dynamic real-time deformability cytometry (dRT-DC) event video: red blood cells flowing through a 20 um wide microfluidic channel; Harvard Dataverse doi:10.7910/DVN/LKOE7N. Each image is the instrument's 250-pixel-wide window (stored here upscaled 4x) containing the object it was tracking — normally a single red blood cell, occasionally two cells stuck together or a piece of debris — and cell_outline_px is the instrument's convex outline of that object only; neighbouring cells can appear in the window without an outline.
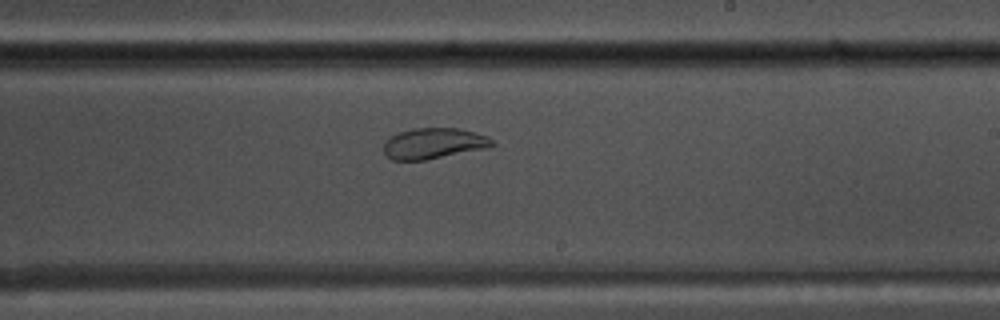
{"species": "common noctule bat (a hibernating species)", "species_latin": "Nyctalus noctula", "temperature_condition": "warm", "stored_images_in_passage": 36, "camera_frame_rate_fps": 3000, "um_per_image_px": 0.085, "animal": {"sex": "male", "body_mass_g": 17.5, "forearm_length_mm": 52.3}, "frame": {"image": 1, "passage_image": 21, "time_ms": 6.667, "image_size_px": [1000, 320], "cell_outline_px": [[496, 144], [492, 148], [424, 160], [392, 160], [384, 152], [384, 140], [396, 132], [412, 128], [460, 128], [488, 136]], "centroid_in_image_um": [36.89, 12.18], "position_along_channel_um": 252.1, "area_um2": 19.88}}
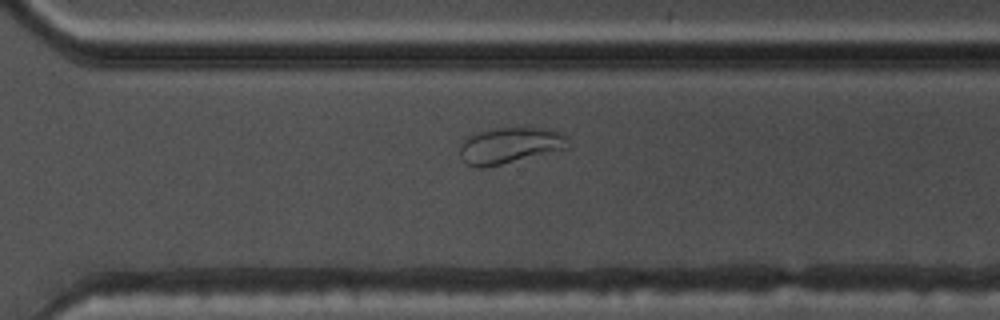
{"frame": {"image": 2, "passage_image": 27, "time_ms": 8.667, "image_size_px": [1000, 320], "cell_outline_px": [[572, 144], [568, 148], [484, 168], [476, 168], [468, 164], [460, 156], [460, 144], [464, 136], [472, 132], [496, 128], [548, 128], [564, 136]], "centroid_in_image_um": [43.27, 12.35], "position_along_channel_um": 327.3, "area_um2": 22.89}}
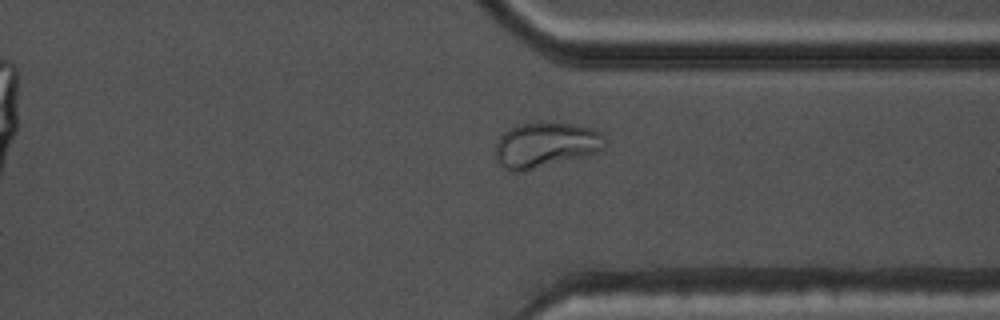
{"frame": {"image": 3, "passage_image": 30, "time_ms": 9.667, "image_size_px": [1000, 320], "cell_outline_px": [[604, 148], [596, 152], [520, 172], [512, 172], [504, 168], [496, 160], [496, 144], [500, 136], [508, 128], [520, 124], [540, 120], [576, 124], [592, 128], [600, 132], [604, 136]], "centroid_in_image_um": [46.34, 12.27], "position_along_channel_um": 365.1, "area_um2": 28.96}, "authors_computed_cell_mechanics": {"area_um2": 21.0681, "velocity_mm_per_s": 3.7618, "shape_relaxation_time_tau1_ms": null, "shape_relaxation_time_tau2_ms": 0.961, "deformation_change_tau1": null, "deformation_change_tau2": 0.0621}}